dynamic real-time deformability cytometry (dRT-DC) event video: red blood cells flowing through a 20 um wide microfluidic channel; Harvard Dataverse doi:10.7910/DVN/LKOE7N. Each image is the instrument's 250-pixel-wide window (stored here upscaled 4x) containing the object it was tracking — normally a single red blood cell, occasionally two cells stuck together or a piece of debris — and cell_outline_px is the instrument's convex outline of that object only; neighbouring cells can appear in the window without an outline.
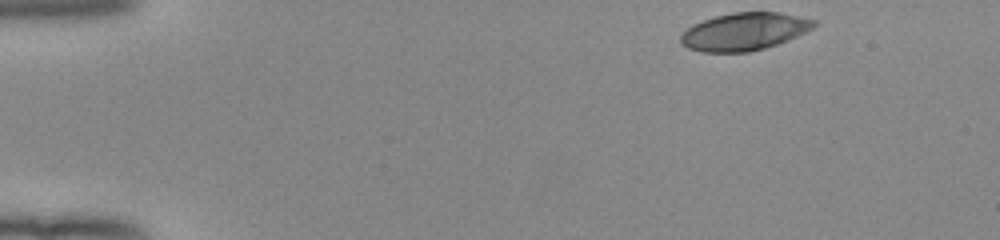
{"species": "human", "species_latin": "Homo sapiens", "temperature_condition": "room temperature", "stored_images_in_passage": 46, "camera_frame_rate_fps": 3000, "um_per_image_px": 0.085, "donor": {"sex": "female"}, "frame": {"image": 1, "passage_image": 1, "time_ms": 0.0, "image_size_px": [1000, 240], "cell_outline_px": [[816, 24], [812, 28], [796, 36], [776, 44], [764, 48], [748, 52], [700, 52], [688, 48], [680, 44], [680, 36], [688, 28], [704, 20], [716, 16], [732, 12], [780, 12], [816, 20]], "centroid_in_image_um": [63.24, 2.68], "position_along_channel_um": 21.8, "area_um2": 28.9}}
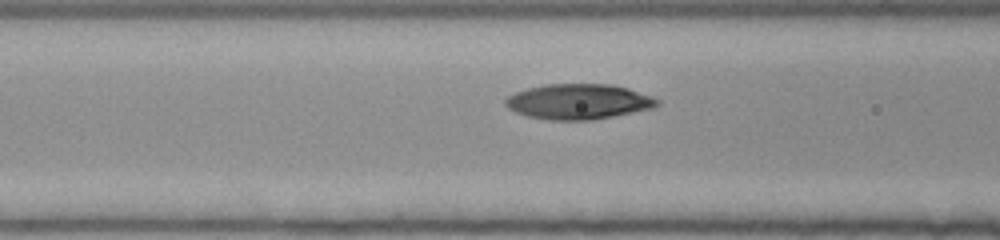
{"frame": {"image": 2, "passage_image": 16, "time_ms": 5.0, "image_size_px": [1000, 240], "cell_outline_px": [[660, 104], [656, 108], [592, 120], [548, 120], [528, 116], [516, 112], [508, 108], [504, 104], [504, 100], [508, 96], [516, 92], [528, 88], [544, 84], [612, 84], [628, 88], [652, 96], [660, 100]], "centroid_in_image_um": [49.2, 8.64], "position_along_channel_um": 117.4, "area_um2": 31.44}}
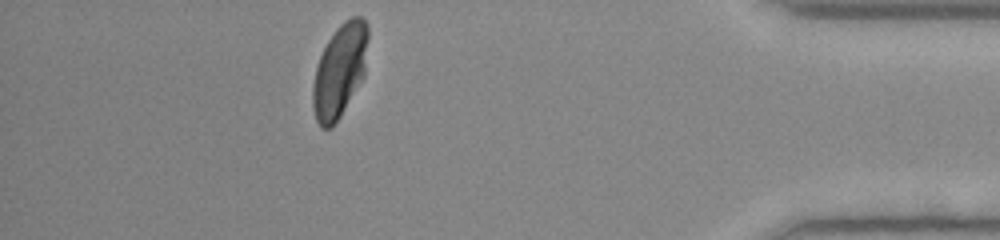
{"frame": {"image": 3, "passage_image": 41, "time_ms": 13.333, "image_size_px": [1000, 240], "cell_outline_px": [[368, 40], [364, 76], [340, 116], [328, 128], [320, 128], [316, 120], [312, 104], [312, 84], [316, 64], [328, 40], [336, 28], [344, 20], [352, 16], [360, 16], [368, 24]], "centroid_in_image_um": [28.87, 5.97], "position_along_channel_um": 406.3, "area_um2": 30.0}, "authors_computed_cell_mechanics": {"area_um2": 30.056, "velocity_mm_per_s": 3.9702, "shape_relaxation_time_tau1_ms": 3.2811, "shape_relaxation_time_tau2_ms": 0.9849, "deformation_change_tau1": 0.1877, "deformation_change_tau2": 0.0352}}